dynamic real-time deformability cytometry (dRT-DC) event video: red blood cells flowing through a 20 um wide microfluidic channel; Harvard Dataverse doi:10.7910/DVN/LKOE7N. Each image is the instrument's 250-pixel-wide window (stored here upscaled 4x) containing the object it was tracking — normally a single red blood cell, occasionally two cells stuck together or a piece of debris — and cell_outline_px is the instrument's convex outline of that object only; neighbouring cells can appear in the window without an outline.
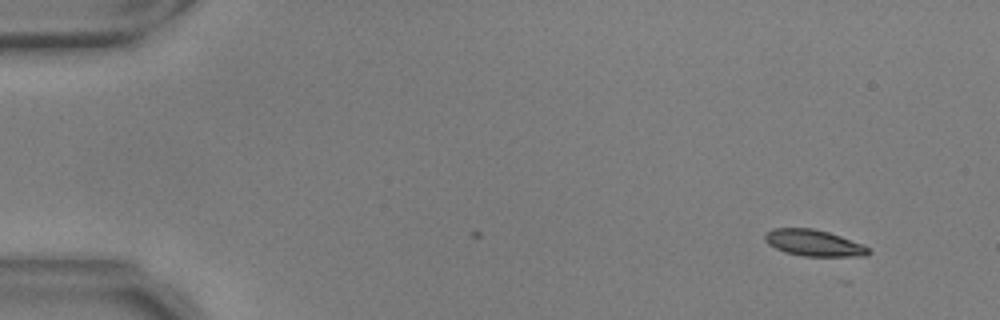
{"species": "common noctule bat (a hibernating species)", "species_latin": "Nyctalus noctula", "temperature_condition": "warm", "stored_images_in_passage": 46, "camera_frame_rate_fps": 3000, "um_per_image_px": 0.085, "animal": {"sex": "male", "body_mass_g": 17.9, "forearm_length_mm": 54.2}, "frame": {"image": 1, "passage_image": 1, "time_ms": 0.0, "image_size_px": [1000, 320], "cell_outline_px": [[872, 252], [868, 256], [804, 256], [784, 252], [768, 244], [764, 240], [764, 236], [772, 228], [812, 228], [828, 232], [864, 244]], "centroid_in_image_um": [69.19, 20.65], "position_along_channel_um": 15.8, "area_um2": 15.95}}
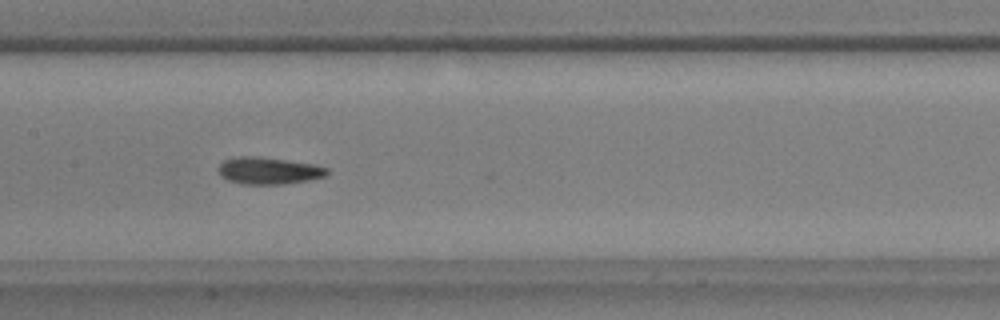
{"frame": {"image": 2, "passage_image": 24, "time_ms": 7.667, "image_size_px": [1000, 320], "cell_outline_px": [[328, 176], [308, 180], [284, 184], [244, 184], [228, 180], [220, 176], [216, 168], [224, 160], [232, 156], [256, 156], [316, 164], [328, 168]], "centroid_in_image_um": [22.82, 14.5], "position_along_channel_um": 184.6, "area_um2": 17.34}}
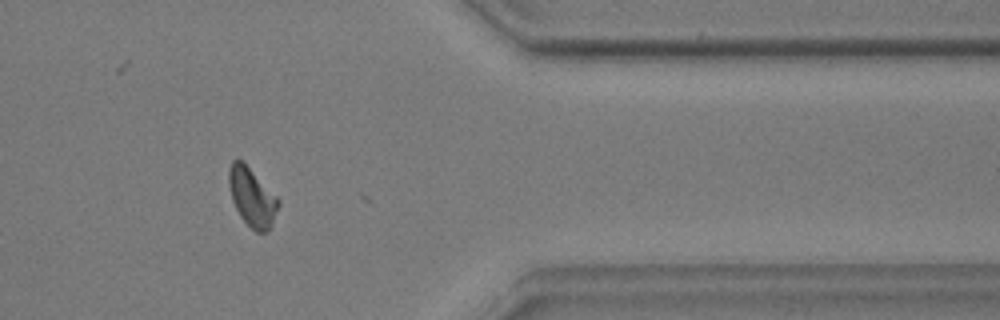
{"frame": {"image": 3, "passage_image": 42, "time_ms": 13.667, "image_size_px": [1000, 320], "cell_outline_px": [[280, 204], [268, 228], [264, 232], [256, 232], [240, 216], [232, 200], [228, 184], [228, 168], [232, 160], [240, 160], [280, 200]], "centroid_in_image_um": [21.38, 16.75], "position_along_channel_um": 390.0, "area_um2": 16.24}, "authors_computed_cell_mechanics": {"area_um2": 16.8198, "velocity_mm_per_s": 3.7006, "shape_relaxation_time_tau1_ms": 4.0558, "shape_relaxation_time_tau2_ms": 3.2259, "deformation_change_tau1": 0.1302, "deformation_change_tau2": 0.0924}}